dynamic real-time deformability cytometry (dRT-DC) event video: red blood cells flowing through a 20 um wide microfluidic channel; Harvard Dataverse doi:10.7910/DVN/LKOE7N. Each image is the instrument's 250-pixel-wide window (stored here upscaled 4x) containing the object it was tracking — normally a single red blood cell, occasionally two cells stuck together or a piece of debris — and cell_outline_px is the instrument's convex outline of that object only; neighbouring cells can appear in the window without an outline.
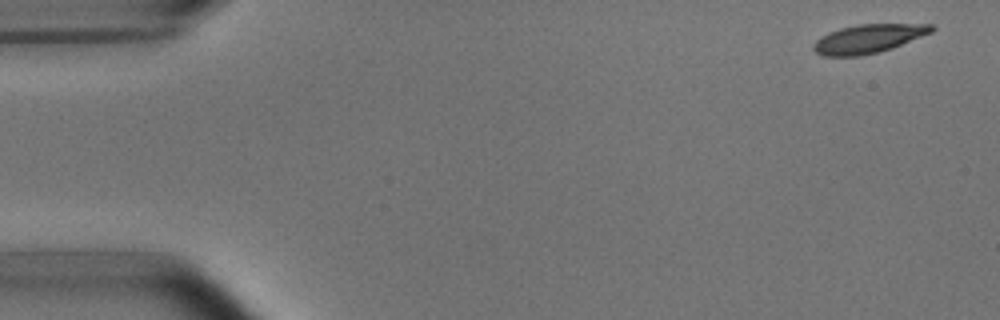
{"species": "common noctule bat (a hibernating species)", "species_latin": "Nyctalus noctula", "temperature_condition": "room temperature", "stored_images_in_passage": 4, "camera_frame_rate_fps": 3000, "um_per_image_px": 0.085, "animal": {"sex": "male", "body_mass_g": 15.6}, "frame": {"image": 1, "passage_image": 1, "time_ms": 0.0, "image_size_px": [1000, 320], "cell_outline_px": [[936, 28], [932, 32], [892, 48], [880, 52], [860, 56], [824, 56], [816, 52], [812, 48], [812, 44], [820, 36], [828, 32], [840, 28], [856, 24], [932, 24]], "centroid_in_image_um": [73.78, 3.29], "position_along_channel_um": 11.2, "area_um2": 19.88}}
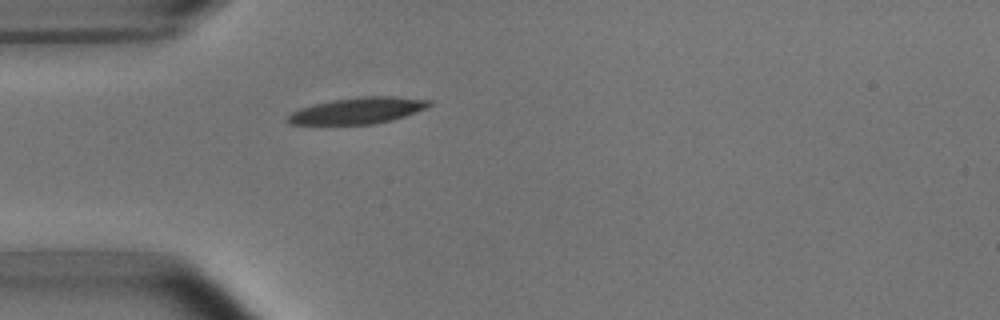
{"frame": {"image": 2, "passage_image": 4, "time_ms": 4.333, "image_size_px": [1000, 320], "cell_outline_px": [[432, 104], [428, 108], [392, 120], [372, 124], [288, 124], [284, 120], [292, 112], [300, 108], [332, 100], [360, 96], [392, 96], [432, 100]], "centroid_in_image_um": [30.43, 9.4], "position_along_channel_um": 54.6, "area_um2": 21.68}}